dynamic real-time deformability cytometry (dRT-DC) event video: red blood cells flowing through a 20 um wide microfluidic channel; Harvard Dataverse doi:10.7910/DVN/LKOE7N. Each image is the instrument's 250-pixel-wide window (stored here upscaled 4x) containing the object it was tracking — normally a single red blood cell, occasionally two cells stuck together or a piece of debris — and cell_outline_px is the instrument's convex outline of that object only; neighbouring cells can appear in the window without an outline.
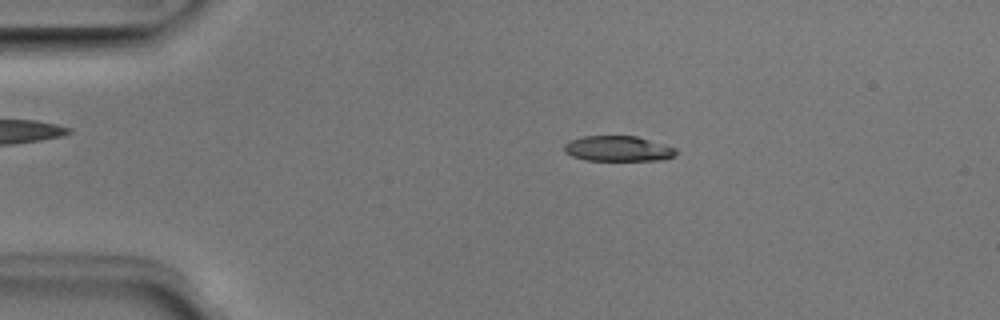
{"species": "Egyptian fruit bat (a non-hibernating species)", "species_latin": "Rousettus aegyptiacus", "temperature_condition": "room temperature", "stored_images_in_passage": 50, "camera_frame_rate_fps": 3000, "um_per_image_px": 0.085, "animal": {"sex": "male"}, "frame": {"image": 1, "passage_image": 9, "time_ms": 2.667, "image_size_px": [1000, 320], "cell_outline_px": [[676, 152], [672, 156], [664, 160], [584, 160], [572, 156], [564, 152], [564, 144], [572, 140], [584, 136], [636, 136], [664, 144], [676, 148]], "centroid_in_image_um": [52.52, 12.64], "position_along_channel_um": 32.5, "area_um2": 16.42}}
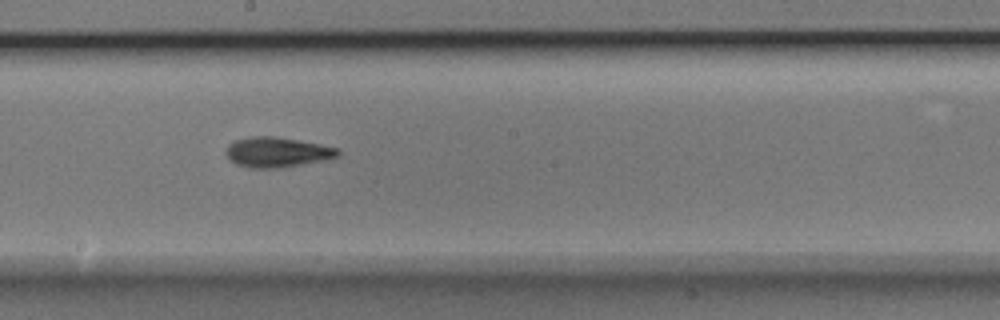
{"frame": {"image": 2, "passage_image": 27, "time_ms": 8.667, "image_size_px": [1000, 320], "cell_outline_px": [[340, 156], [324, 160], [280, 168], [248, 168], [236, 164], [228, 160], [224, 152], [228, 144], [236, 140], [252, 136], [276, 136], [320, 144], [340, 148]], "centroid_in_image_um": [23.53, 12.94], "position_along_channel_um": 224.7, "area_um2": 19.88}}
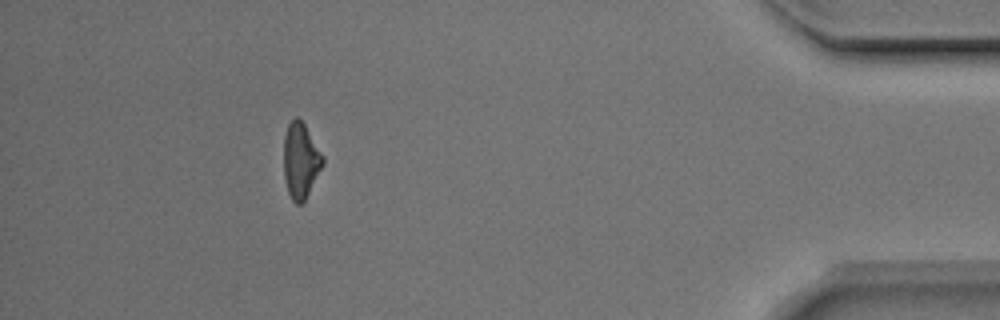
{"frame": {"image": 3, "passage_image": 45, "time_ms": 14.667, "image_size_px": [1000, 320], "cell_outline_px": [[324, 164], [304, 200], [300, 204], [296, 204], [292, 200], [288, 192], [284, 176], [284, 136], [288, 124], [296, 116], [304, 124], [324, 156]], "centroid_in_image_um": [25.55, 13.64], "position_along_channel_um": 409.6, "area_um2": 16.99}, "authors_computed_cell_mechanics": {"area_um2": 17.8602, "velocity_mm_per_s": 3.9939, "shape_relaxation_time_tau1_ms": 2.343, "shape_relaxation_time_tau2_ms": null, "deformation_change_tau1": 0.1278, "deformation_change_tau2": null}}